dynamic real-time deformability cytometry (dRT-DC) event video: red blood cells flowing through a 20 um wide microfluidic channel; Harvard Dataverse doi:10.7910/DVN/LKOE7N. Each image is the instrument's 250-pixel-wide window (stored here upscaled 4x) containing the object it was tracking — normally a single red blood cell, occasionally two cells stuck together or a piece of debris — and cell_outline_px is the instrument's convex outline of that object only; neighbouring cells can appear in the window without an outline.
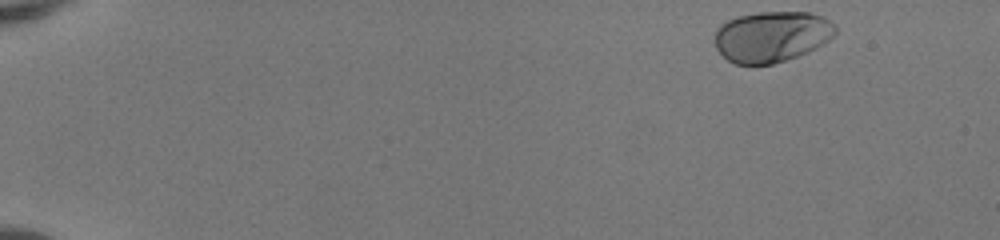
{"species": "human", "species_latin": "Homo sapiens", "temperature_condition": "room temperature", "stored_images_in_passage": 47, "camera_frame_rate_fps": 3000, "um_per_image_px": 0.085, "donor": {"sex": "female"}, "frame": {"image": 1, "passage_image": 1, "time_ms": 0.0, "image_size_px": [1000, 240], "cell_outline_px": [[836, 32], [828, 40], [816, 48], [808, 52], [772, 64], [736, 64], [728, 60], [716, 48], [716, 28], [720, 24], [728, 20], [740, 16], [760, 12], [808, 12], [824, 16], [836, 24]], "centroid_in_image_um": [65.62, 3.09], "position_along_channel_um": 19.4, "area_um2": 35.66}}
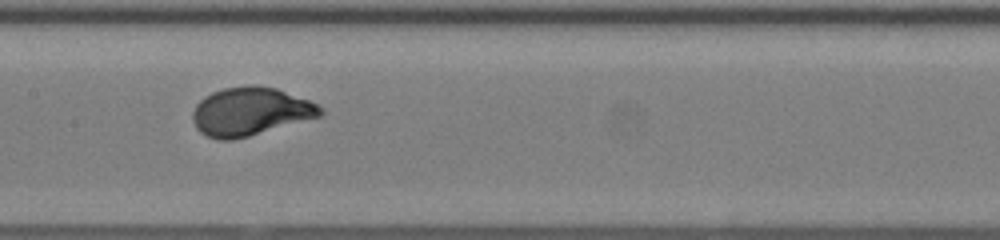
{"frame": {"image": 2, "passage_image": 24, "time_ms": 7.667, "image_size_px": [1000, 240], "cell_outline_px": [[324, 112], [320, 116], [248, 136], [232, 140], [216, 140], [200, 132], [196, 128], [192, 120], [192, 112], [196, 104], [204, 96], [212, 92], [224, 88], [248, 84], [256, 84], [276, 88], [308, 100], [324, 108]], "centroid_in_image_um": [21.24, 9.46], "position_along_channel_um": 186.2, "area_um2": 35.95}}
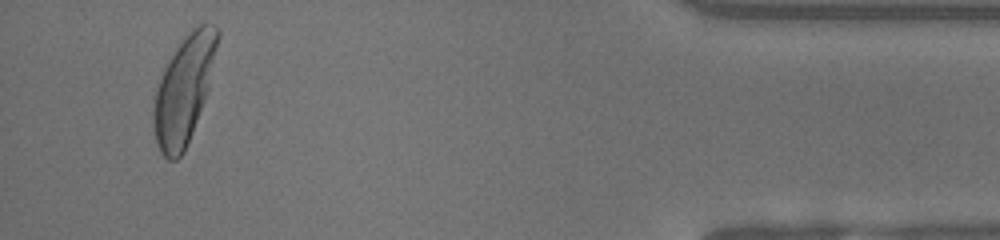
{"frame": {"image": 3, "passage_image": 45, "time_ms": 14.667, "image_size_px": [1000, 240], "cell_outline_px": [[220, 36], [208, 92], [184, 152], [176, 160], [168, 160], [160, 152], [156, 144], [152, 124], [152, 112], [156, 92], [164, 68], [176, 48], [200, 24], [216, 24], [220, 28]], "centroid_in_image_um": [15.65, 7.66], "position_along_channel_um": 419.6, "area_um2": 39.77}, "authors_computed_cell_mechanics": {"area_um2": 34.9112, "velocity_mm_per_s": 4.1071, "shape_relaxation_time_tau1_ms": 2.035, "shape_relaxation_time_tau2_ms": null, "deformation_change_tau1": 0.1548, "deformation_change_tau2": null}}